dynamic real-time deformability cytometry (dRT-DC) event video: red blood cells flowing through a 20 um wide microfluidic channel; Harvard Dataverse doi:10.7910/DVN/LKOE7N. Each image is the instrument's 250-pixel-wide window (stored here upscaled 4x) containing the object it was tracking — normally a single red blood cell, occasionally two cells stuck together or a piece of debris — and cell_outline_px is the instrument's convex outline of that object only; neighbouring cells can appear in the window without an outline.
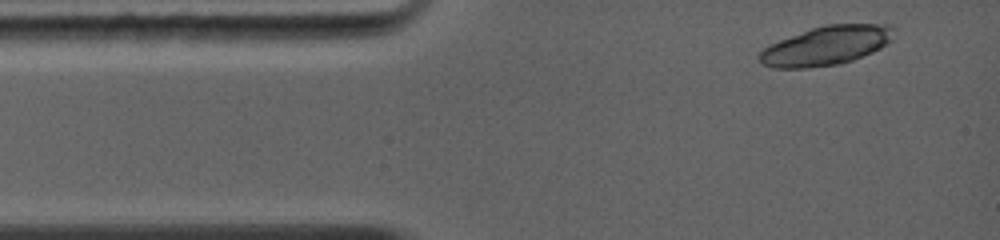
{"species": "common noctule bat (a hibernating species)", "species_latin": "Nyctalus noctula", "temperature_condition": "warm", "stored_images_in_passage": 4, "camera_frame_rate_fps": 5000, "um_per_image_px": 0.085, "animal": {"sex": "female", "body_mass_g": 19.0, "forearm_length_mm": 56.7}, "frame": {"image": 1, "passage_image": 1, "time_ms": 0.0, "image_size_px": [1000, 240], "cell_outline_px": [[896, 28], [892, 40], [880, 48], [872, 52], [852, 60], [840, 64], [804, 68], [772, 68], [760, 64], [756, 56], [768, 44], [812, 28], [828, 24], [892, 24]], "centroid_in_image_um": [70.22, 3.88], "position_along_channel_um": 14.8, "area_um2": 30.87}}